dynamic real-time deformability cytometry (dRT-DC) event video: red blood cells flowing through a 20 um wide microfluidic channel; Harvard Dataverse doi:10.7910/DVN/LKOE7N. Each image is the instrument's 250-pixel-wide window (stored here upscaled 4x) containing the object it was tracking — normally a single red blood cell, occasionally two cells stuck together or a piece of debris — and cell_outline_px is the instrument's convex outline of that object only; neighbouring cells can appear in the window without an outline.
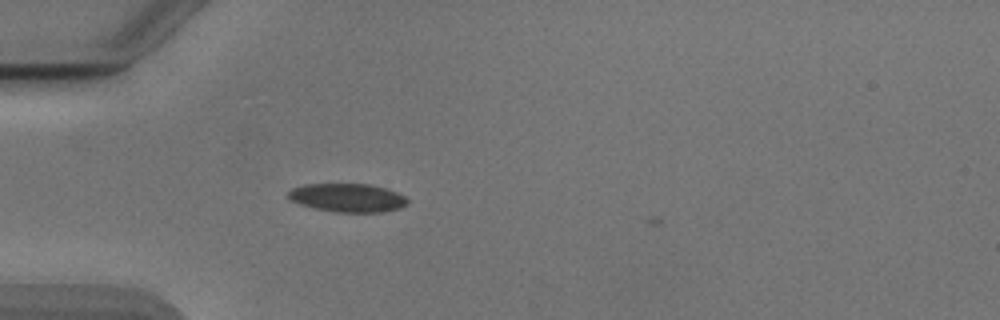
{"species": "Egyptian fruit bat (a non-hibernating species)", "species_latin": "Rousettus aegyptiacus", "temperature_condition": "cold", "stored_images_in_passage": 32, "camera_frame_rate_fps": 3000, "um_per_image_px": 0.085, "animal": {"sex": "male"}, "frame": {"image": 1, "passage_image": 1, "time_ms": 0.0, "image_size_px": [1000, 320], "cell_outline_px": [[408, 204], [400, 208], [380, 212], [336, 212], [316, 208], [300, 204], [292, 200], [288, 196], [288, 192], [292, 188], [304, 184], [368, 184], [384, 188], [396, 192], [404, 196], [408, 200]], "centroid_in_image_um": [29.55, 16.8], "position_along_channel_um": 55.5, "area_um2": 19.59}}
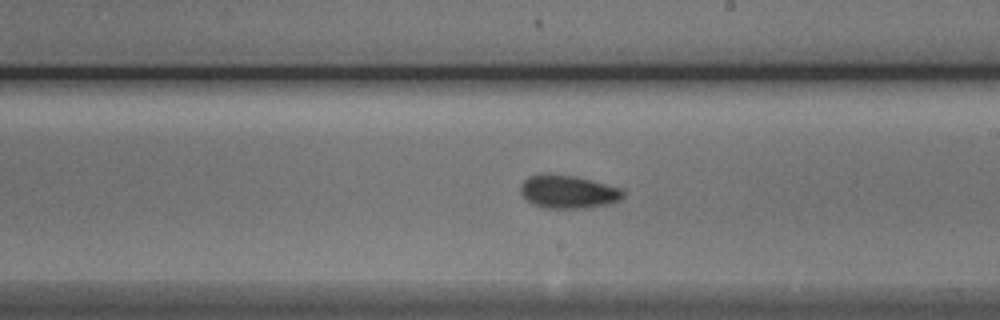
{"frame": {"image": 2, "passage_image": 16, "time_ms": 5.0, "image_size_px": [1000, 320], "cell_outline_px": [[624, 196], [620, 200], [612, 204], [588, 208], [540, 208], [532, 204], [520, 192], [520, 184], [528, 176], [540, 172], [548, 172], [576, 176], [620, 188], [624, 192]], "centroid_in_image_um": [48.26, 16.29], "position_along_channel_um": 240.7, "area_um2": 20.35}}
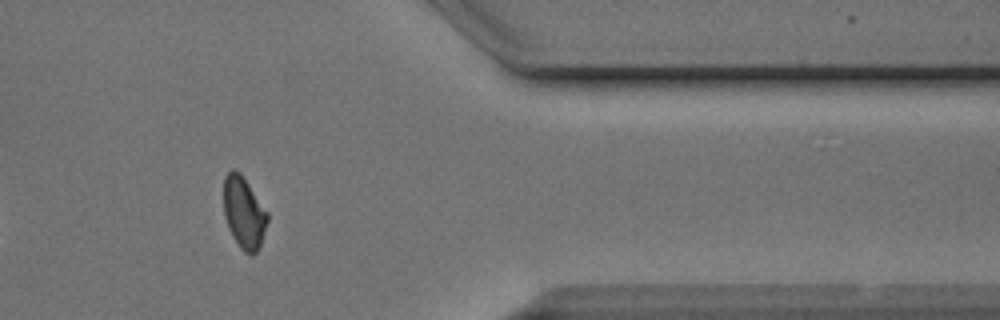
{"frame": {"image": 3, "passage_image": 29, "time_ms": 9.333, "image_size_px": [1000, 320], "cell_outline_px": [[268, 220], [260, 244], [256, 252], [252, 256], [244, 252], [240, 248], [232, 236], [228, 228], [224, 216], [224, 176], [232, 168], [240, 172], [268, 212]], "centroid_in_image_um": [20.72, 18.07], "position_along_channel_um": 390.7, "area_um2": 18.32}}